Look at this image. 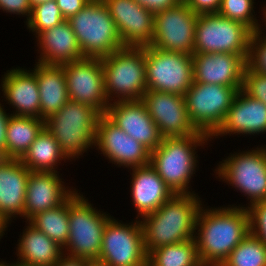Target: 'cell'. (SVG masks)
I'll return each instance as SVG.
<instances>
[{"label": "cell", "mask_w": 266, "mask_h": 266, "mask_svg": "<svg viewBox=\"0 0 266 266\" xmlns=\"http://www.w3.org/2000/svg\"><path fill=\"white\" fill-rule=\"evenodd\" d=\"M250 233L245 205L201 206L195 227V240L203 266H221L230 253Z\"/></svg>", "instance_id": "6da1fadb"}, {"label": "cell", "mask_w": 266, "mask_h": 266, "mask_svg": "<svg viewBox=\"0 0 266 266\" xmlns=\"http://www.w3.org/2000/svg\"><path fill=\"white\" fill-rule=\"evenodd\" d=\"M197 194H174L158 210L139 219L147 254L195 237L196 219L203 205Z\"/></svg>", "instance_id": "7a4b0ae2"}, {"label": "cell", "mask_w": 266, "mask_h": 266, "mask_svg": "<svg viewBox=\"0 0 266 266\" xmlns=\"http://www.w3.org/2000/svg\"><path fill=\"white\" fill-rule=\"evenodd\" d=\"M209 141H212L210 136L203 132L186 137H164L150 152V165L174 194L195 193L189 185L198 169L196 150L200 146L204 148Z\"/></svg>", "instance_id": "3957f363"}, {"label": "cell", "mask_w": 266, "mask_h": 266, "mask_svg": "<svg viewBox=\"0 0 266 266\" xmlns=\"http://www.w3.org/2000/svg\"><path fill=\"white\" fill-rule=\"evenodd\" d=\"M100 115L89 105L69 100L45 120V127L58 142L66 159L75 161L90 148L94 149Z\"/></svg>", "instance_id": "277c9868"}, {"label": "cell", "mask_w": 266, "mask_h": 266, "mask_svg": "<svg viewBox=\"0 0 266 266\" xmlns=\"http://www.w3.org/2000/svg\"><path fill=\"white\" fill-rule=\"evenodd\" d=\"M101 60L110 103L142 100L147 90L145 46H124Z\"/></svg>", "instance_id": "5b68a950"}, {"label": "cell", "mask_w": 266, "mask_h": 266, "mask_svg": "<svg viewBox=\"0 0 266 266\" xmlns=\"http://www.w3.org/2000/svg\"><path fill=\"white\" fill-rule=\"evenodd\" d=\"M85 198L78 189L68 198L70 232L63 254L93 260L99 257L105 226L113 216L97 210Z\"/></svg>", "instance_id": "8992f818"}, {"label": "cell", "mask_w": 266, "mask_h": 266, "mask_svg": "<svg viewBox=\"0 0 266 266\" xmlns=\"http://www.w3.org/2000/svg\"><path fill=\"white\" fill-rule=\"evenodd\" d=\"M68 21L84 57L103 58L124 47L103 0H90Z\"/></svg>", "instance_id": "52a82bcc"}, {"label": "cell", "mask_w": 266, "mask_h": 266, "mask_svg": "<svg viewBox=\"0 0 266 266\" xmlns=\"http://www.w3.org/2000/svg\"><path fill=\"white\" fill-rule=\"evenodd\" d=\"M252 149L229 154L214 169L216 178L250 200L248 206L266 200V145Z\"/></svg>", "instance_id": "ba28073f"}, {"label": "cell", "mask_w": 266, "mask_h": 266, "mask_svg": "<svg viewBox=\"0 0 266 266\" xmlns=\"http://www.w3.org/2000/svg\"><path fill=\"white\" fill-rule=\"evenodd\" d=\"M252 31L244 24L218 13L198 15L193 54H239L249 56Z\"/></svg>", "instance_id": "9c48e42d"}, {"label": "cell", "mask_w": 266, "mask_h": 266, "mask_svg": "<svg viewBox=\"0 0 266 266\" xmlns=\"http://www.w3.org/2000/svg\"><path fill=\"white\" fill-rule=\"evenodd\" d=\"M147 90L182 95L194 82L192 55L145 46Z\"/></svg>", "instance_id": "30bf717a"}, {"label": "cell", "mask_w": 266, "mask_h": 266, "mask_svg": "<svg viewBox=\"0 0 266 266\" xmlns=\"http://www.w3.org/2000/svg\"><path fill=\"white\" fill-rule=\"evenodd\" d=\"M237 93L233 87L193 82L184 97L194 127L211 137L222 125Z\"/></svg>", "instance_id": "8fae6325"}, {"label": "cell", "mask_w": 266, "mask_h": 266, "mask_svg": "<svg viewBox=\"0 0 266 266\" xmlns=\"http://www.w3.org/2000/svg\"><path fill=\"white\" fill-rule=\"evenodd\" d=\"M198 14L183 1L154 14V35L149 46L192 55Z\"/></svg>", "instance_id": "7c38bea8"}, {"label": "cell", "mask_w": 266, "mask_h": 266, "mask_svg": "<svg viewBox=\"0 0 266 266\" xmlns=\"http://www.w3.org/2000/svg\"><path fill=\"white\" fill-rule=\"evenodd\" d=\"M120 221L112 217L107 222L98 258L113 266H146L148 254L139 219Z\"/></svg>", "instance_id": "4fadbf2b"}, {"label": "cell", "mask_w": 266, "mask_h": 266, "mask_svg": "<svg viewBox=\"0 0 266 266\" xmlns=\"http://www.w3.org/2000/svg\"><path fill=\"white\" fill-rule=\"evenodd\" d=\"M69 99L89 105L101 115L109 107L101 58L84 57L63 64Z\"/></svg>", "instance_id": "5bb4252c"}, {"label": "cell", "mask_w": 266, "mask_h": 266, "mask_svg": "<svg viewBox=\"0 0 266 266\" xmlns=\"http://www.w3.org/2000/svg\"><path fill=\"white\" fill-rule=\"evenodd\" d=\"M95 148L118 167L131 170L150 164V151L115 125L105 114L98 118Z\"/></svg>", "instance_id": "9a60e30c"}, {"label": "cell", "mask_w": 266, "mask_h": 266, "mask_svg": "<svg viewBox=\"0 0 266 266\" xmlns=\"http://www.w3.org/2000/svg\"><path fill=\"white\" fill-rule=\"evenodd\" d=\"M142 101L163 138L199 133L190 120L184 96L146 90Z\"/></svg>", "instance_id": "2e32d148"}, {"label": "cell", "mask_w": 266, "mask_h": 266, "mask_svg": "<svg viewBox=\"0 0 266 266\" xmlns=\"http://www.w3.org/2000/svg\"><path fill=\"white\" fill-rule=\"evenodd\" d=\"M124 46L150 45L154 35V12L135 0H103Z\"/></svg>", "instance_id": "e0dca14e"}, {"label": "cell", "mask_w": 266, "mask_h": 266, "mask_svg": "<svg viewBox=\"0 0 266 266\" xmlns=\"http://www.w3.org/2000/svg\"><path fill=\"white\" fill-rule=\"evenodd\" d=\"M105 115L150 152L161 144L163 137L142 100L110 103Z\"/></svg>", "instance_id": "ac0fdd59"}, {"label": "cell", "mask_w": 266, "mask_h": 266, "mask_svg": "<svg viewBox=\"0 0 266 266\" xmlns=\"http://www.w3.org/2000/svg\"><path fill=\"white\" fill-rule=\"evenodd\" d=\"M194 82L242 89L247 61L239 54H192Z\"/></svg>", "instance_id": "d6986e66"}, {"label": "cell", "mask_w": 266, "mask_h": 266, "mask_svg": "<svg viewBox=\"0 0 266 266\" xmlns=\"http://www.w3.org/2000/svg\"><path fill=\"white\" fill-rule=\"evenodd\" d=\"M265 132L266 105L240 89L227 111L222 125L210 138L213 140V138H220L224 135L231 136V134L255 136L265 134Z\"/></svg>", "instance_id": "ffe728a7"}, {"label": "cell", "mask_w": 266, "mask_h": 266, "mask_svg": "<svg viewBox=\"0 0 266 266\" xmlns=\"http://www.w3.org/2000/svg\"><path fill=\"white\" fill-rule=\"evenodd\" d=\"M2 76L1 98L15 109L10 115L40 118L39 88L32 69L16 67Z\"/></svg>", "instance_id": "44dd1931"}, {"label": "cell", "mask_w": 266, "mask_h": 266, "mask_svg": "<svg viewBox=\"0 0 266 266\" xmlns=\"http://www.w3.org/2000/svg\"><path fill=\"white\" fill-rule=\"evenodd\" d=\"M60 177L59 173L30 171L24 205L26 221L39 212L58 207L76 191Z\"/></svg>", "instance_id": "7402d4cb"}, {"label": "cell", "mask_w": 266, "mask_h": 266, "mask_svg": "<svg viewBox=\"0 0 266 266\" xmlns=\"http://www.w3.org/2000/svg\"><path fill=\"white\" fill-rule=\"evenodd\" d=\"M131 171L130 195L137 210L136 219L155 212L174 195L150 164Z\"/></svg>", "instance_id": "603a6c76"}, {"label": "cell", "mask_w": 266, "mask_h": 266, "mask_svg": "<svg viewBox=\"0 0 266 266\" xmlns=\"http://www.w3.org/2000/svg\"><path fill=\"white\" fill-rule=\"evenodd\" d=\"M29 174L20 159L0 158V212L10 223L24 217Z\"/></svg>", "instance_id": "cb8c5ba5"}, {"label": "cell", "mask_w": 266, "mask_h": 266, "mask_svg": "<svg viewBox=\"0 0 266 266\" xmlns=\"http://www.w3.org/2000/svg\"><path fill=\"white\" fill-rule=\"evenodd\" d=\"M36 39L38 63L63 65L84 58L68 20L41 32Z\"/></svg>", "instance_id": "d4e9b609"}, {"label": "cell", "mask_w": 266, "mask_h": 266, "mask_svg": "<svg viewBox=\"0 0 266 266\" xmlns=\"http://www.w3.org/2000/svg\"><path fill=\"white\" fill-rule=\"evenodd\" d=\"M20 234L16 253L18 266H53L64 255L63 248L28 221Z\"/></svg>", "instance_id": "484cf974"}, {"label": "cell", "mask_w": 266, "mask_h": 266, "mask_svg": "<svg viewBox=\"0 0 266 266\" xmlns=\"http://www.w3.org/2000/svg\"><path fill=\"white\" fill-rule=\"evenodd\" d=\"M40 95V118L46 120L58 112L70 99L62 65H46L35 62L32 70Z\"/></svg>", "instance_id": "4316f807"}, {"label": "cell", "mask_w": 266, "mask_h": 266, "mask_svg": "<svg viewBox=\"0 0 266 266\" xmlns=\"http://www.w3.org/2000/svg\"><path fill=\"white\" fill-rule=\"evenodd\" d=\"M66 160L58 142L46 127L41 130L27 152L20 159L21 163L30 171L54 173H59L58 165Z\"/></svg>", "instance_id": "83f0119b"}, {"label": "cell", "mask_w": 266, "mask_h": 266, "mask_svg": "<svg viewBox=\"0 0 266 266\" xmlns=\"http://www.w3.org/2000/svg\"><path fill=\"white\" fill-rule=\"evenodd\" d=\"M45 127V120L10 115L6 135V158L21 159Z\"/></svg>", "instance_id": "f1b7e54d"}, {"label": "cell", "mask_w": 266, "mask_h": 266, "mask_svg": "<svg viewBox=\"0 0 266 266\" xmlns=\"http://www.w3.org/2000/svg\"><path fill=\"white\" fill-rule=\"evenodd\" d=\"M149 266H203L192 238L175 244L160 246L147 255Z\"/></svg>", "instance_id": "f546056e"}, {"label": "cell", "mask_w": 266, "mask_h": 266, "mask_svg": "<svg viewBox=\"0 0 266 266\" xmlns=\"http://www.w3.org/2000/svg\"><path fill=\"white\" fill-rule=\"evenodd\" d=\"M28 222L64 249L70 232L68 199L56 208L37 213Z\"/></svg>", "instance_id": "4dcf8cb0"}, {"label": "cell", "mask_w": 266, "mask_h": 266, "mask_svg": "<svg viewBox=\"0 0 266 266\" xmlns=\"http://www.w3.org/2000/svg\"><path fill=\"white\" fill-rule=\"evenodd\" d=\"M221 266H266V245L249 233Z\"/></svg>", "instance_id": "1f68e13d"}, {"label": "cell", "mask_w": 266, "mask_h": 266, "mask_svg": "<svg viewBox=\"0 0 266 266\" xmlns=\"http://www.w3.org/2000/svg\"><path fill=\"white\" fill-rule=\"evenodd\" d=\"M254 1L255 0H222L218 14L244 24L252 32L265 29L261 27L262 24L260 23L262 22L257 20V14H255L254 11Z\"/></svg>", "instance_id": "d6a6232c"}, {"label": "cell", "mask_w": 266, "mask_h": 266, "mask_svg": "<svg viewBox=\"0 0 266 266\" xmlns=\"http://www.w3.org/2000/svg\"><path fill=\"white\" fill-rule=\"evenodd\" d=\"M64 20L56 1H50L32 7L31 15L25 25L36 38L41 32L51 29Z\"/></svg>", "instance_id": "836d02e7"}, {"label": "cell", "mask_w": 266, "mask_h": 266, "mask_svg": "<svg viewBox=\"0 0 266 266\" xmlns=\"http://www.w3.org/2000/svg\"><path fill=\"white\" fill-rule=\"evenodd\" d=\"M247 65L256 72L266 75V34L264 29L252 32Z\"/></svg>", "instance_id": "e575fe53"}, {"label": "cell", "mask_w": 266, "mask_h": 266, "mask_svg": "<svg viewBox=\"0 0 266 266\" xmlns=\"http://www.w3.org/2000/svg\"><path fill=\"white\" fill-rule=\"evenodd\" d=\"M242 90L266 105V75L256 72L248 65L244 69Z\"/></svg>", "instance_id": "d590c367"}, {"label": "cell", "mask_w": 266, "mask_h": 266, "mask_svg": "<svg viewBox=\"0 0 266 266\" xmlns=\"http://www.w3.org/2000/svg\"><path fill=\"white\" fill-rule=\"evenodd\" d=\"M250 233L266 245V200L247 206Z\"/></svg>", "instance_id": "8d00e7d4"}, {"label": "cell", "mask_w": 266, "mask_h": 266, "mask_svg": "<svg viewBox=\"0 0 266 266\" xmlns=\"http://www.w3.org/2000/svg\"><path fill=\"white\" fill-rule=\"evenodd\" d=\"M0 10L3 12L26 17V22L31 15L29 0H0ZM24 15V16H23Z\"/></svg>", "instance_id": "74e56055"}, {"label": "cell", "mask_w": 266, "mask_h": 266, "mask_svg": "<svg viewBox=\"0 0 266 266\" xmlns=\"http://www.w3.org/2000/svg\"><path fill=\"white\" fill-rule=\"evenodd\" d=\"M198 15L218 13L222 0H182Z\"/></svg>", "instance_id": "f35d334b"}, {"label": "cell", "mask_w": 266, "mask_h": 266, "mask_svg": "<svg viewBox=\"0 0 266 266\" xmlns=\"http://www.w3.org/2000/svg\"><path fill=\"white\" fill-rule=\"evenodd\" d=\"M90 0H56L61 14L65 20H68L71 16L76 15L81 9H83Z\"/></svg>", "instance_id": "ab89813d"}, {"label": "cell", "mask_w": 266, "mask_h": 266, "mask_svg": "<svg viewBox=\"0 0 266 266\" xmlns=\"http://www.w3.org/2000/svg\"><path fill=\"white\" fill-rule=\"evenodd\" d=\"M4 105L0 102V158H6V135L10 113H6Z\"/></svg>", "instance_id": "60d3db41"}, {"label": "cell", "mask_w": 266, "mask_h": 266, "mask_svg": "<svg viewBox=\"0 0 266 266\" xmlns=\"http://www.w3.org/2000/svg\"><path fill=\"white\" fill-rule=\"evenodd\" d=\"M135 1L154 13L172 7L182 2V0H135Z\"/></svg>", "instance_id": "b9f144b4"}, {"label": "cell", "mask_w": 266, "mask_h": 266, "mask_svg": "<svg viewBox=\"0 0 266 266\" xmlns=\"http://www.w3.org/2000/svg\"><path fill=\"white\" fill-rule=\"evenodd\" d=\"M53 266H90V260L63 255Z\"/></svg>", "instance_id": "7bdbcfd3"}, {"label": "cell", "mask_w": 266, "mask_h": 266, "mask_svg": "<svg viewBox=\"0 0 266 266\" xmlns=\"http://www.w3.org/2000/svg\"><path fill=\"white\" fill-rule=\"evenodd\" d=\"M11 223L6 219V217L0 212V241L3 235H5V231H7L8 226Z\"/></svg>", "instance_id": "ee69618b"}, {"label": "cell", "mask_w": 266, "mask_h": 266, "mask_svg": "<svg viewBox=\"0 0 266 266\" xmlns=\"http://www.w3.org/2000/svg\"><path fill=\"white\" fill-rule=\"evenodd\" d=\"M90 266H113L111 263H108L99 258L90 260Z\"/></svg>", "instance_id": "f6af8a7d"}, {"label": "cell", "mask_w": 266, "mask_h": 266, "mask_svg": "<svg viewBox=\"0 0 266 266\" xmlns=\"http://www.w3.org/2000/svg\"><path fill=\"white\" fill-rule=\"evenodd\" d=\"M50 1H56V0H29L31 8L45 2H50Z\"/></svg>", "instance_id": "bcb514c9"}, {"label": "cell", "mask_w": 266, "mask_h": 266, "mask_svg": "<svg viewBox=\"0 0 266 266\" xmlns=\"http://www.w3.org/2000/svg\"><path fill=\"white\" fill-rule=\"evenodd\" d=\"M0 266H12V263H7L6 261H0Z\"/></svg>", "instance_id": "7dc6e473"}]
</instances>
